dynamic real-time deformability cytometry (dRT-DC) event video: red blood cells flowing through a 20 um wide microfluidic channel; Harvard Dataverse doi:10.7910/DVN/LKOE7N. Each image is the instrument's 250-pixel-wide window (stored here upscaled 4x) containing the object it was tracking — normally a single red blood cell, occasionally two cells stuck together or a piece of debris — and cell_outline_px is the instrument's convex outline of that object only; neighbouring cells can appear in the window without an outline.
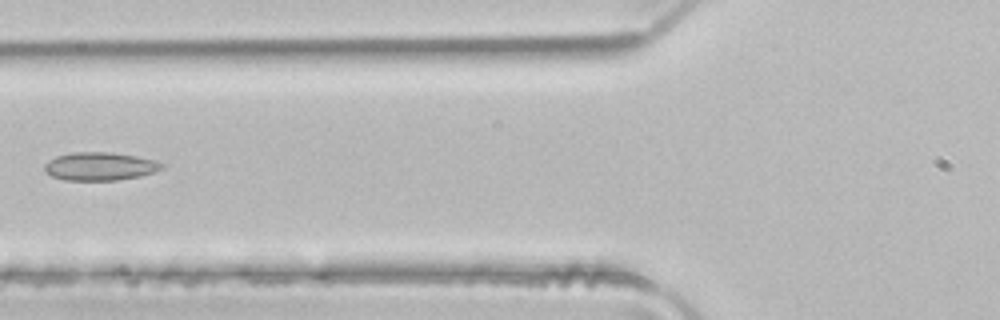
{"species": "common noctule bat (a hibernating species)", "species_latin": "Nyctalus noctula", "temperature_condition": "room temperature", "stored_images_in_passage": 4, "camera_frame_rate_fps": 3000, "um_per_image_px": 0.085, "animal": {"sex": "male", "body_mass_g": 21.5, "forearm_length_mm": 52.0}, "frame": {"image": 1, "passage_image": 4, "time_ms": 1.0, "image_size_px": [1000, 320], "cell_outline_px": [[164, 168], [140, 176], [116, 180], [64, 180], [52, 176], [44, 172], [44, 164], [48, 160], [56, 156], [72, 152], [112, 152], [136, 156], [156, 160], [164, 164]], "centroid_in_image_um": [8.47, 14.13], "position_along_channel_um": 117.3, "area_um2": 19.36}}